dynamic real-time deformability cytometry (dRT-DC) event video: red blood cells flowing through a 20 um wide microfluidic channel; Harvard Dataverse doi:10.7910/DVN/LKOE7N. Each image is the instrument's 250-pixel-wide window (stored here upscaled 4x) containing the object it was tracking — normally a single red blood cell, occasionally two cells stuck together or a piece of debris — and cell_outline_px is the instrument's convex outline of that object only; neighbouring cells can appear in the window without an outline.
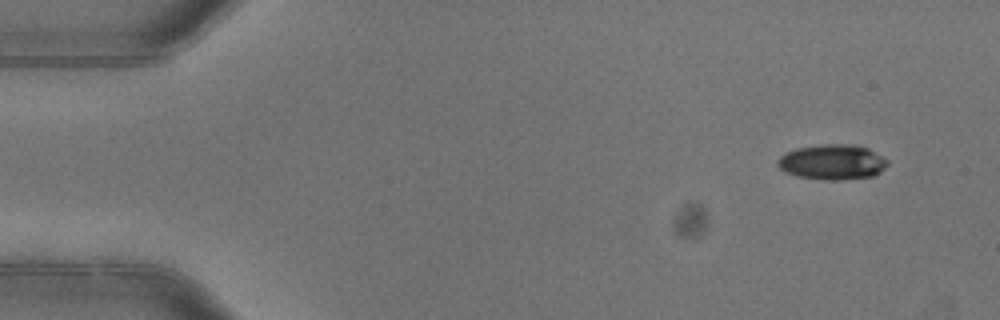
{"species": "common noctule bat (a hibernating species)", "species_latin": "Nyctalus noctula", "temperature_condition": "warm", "stored_images_in_passage": 4, "camera_frame_rate_fps": 3000, "um_per_image_px": 0.085, "animal": {"sex": "female"}, "frame": {"image": 1, "passage_image": 1, "time_ms": 0.0, "image_size_px": [1000, 320], "cell_outline_px": [[888, 164], [880, 172], [872, 176], [844, 180], [824, 180], [796, 176], [784, 172], [776, 164], [776, 160], [780, 156], [796, 148], [824, 144], [848, 144], [868, 148], [888, 160]], "centroid_in_image_um": [70.73, 13.78], "position_along_channel_um": 14.3, "area_um2": 22.6}}
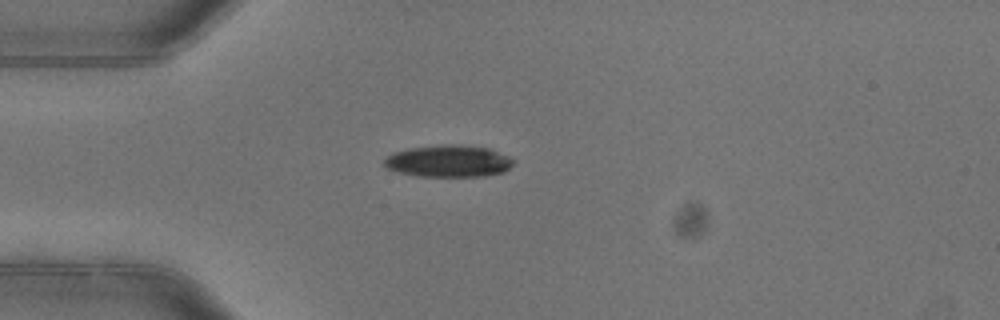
{"frame": {"image": 2, "passage_image": 4, "time_ms": 1.0, "image_size_px": [1000, 320], "cell_outline_px": [[512, 164], [504, 172], [484, 176], [416, 176], [384, 168], [384, 160], [392, 152], [408, 148], [444, 144], [460, 144], [488, 148], [508, 156], [512, 160]], "centroid_in_image_um": [38.08, 13.69], "position_along_channel_um": 46.9, "area_um2": 24.04}}